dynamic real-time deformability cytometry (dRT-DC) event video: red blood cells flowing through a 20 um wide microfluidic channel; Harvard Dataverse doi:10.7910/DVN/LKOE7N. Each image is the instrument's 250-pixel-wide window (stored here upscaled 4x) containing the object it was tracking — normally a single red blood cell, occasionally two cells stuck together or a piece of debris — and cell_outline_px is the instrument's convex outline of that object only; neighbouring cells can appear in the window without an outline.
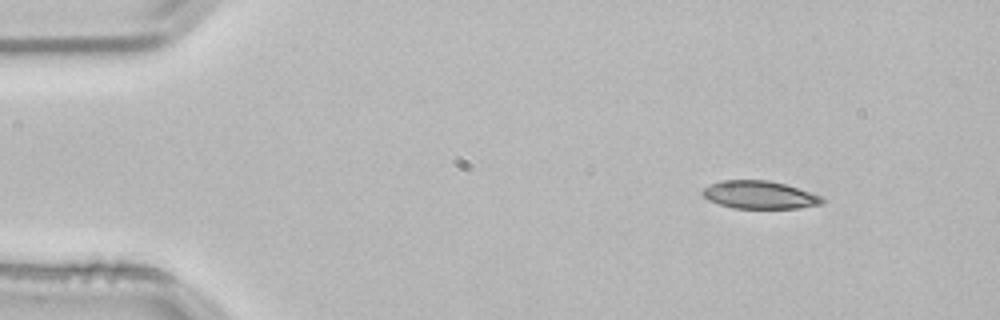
{"species": "common noctule bat (a hibernating species)", "species_latin": "Nyctalus noctula", "temperature_condition": "room temperature", "stored_images_in_passage": 3, "camera_frame_rate_fps": 3000, "um_per_image_px": 0.085, "animal": {"sex": "male", "body_mass_g": 21.5, "forearm_length_mm": 52.0}, "frame": {"image": 1, "passage_image": 1, "time_ms": 0.0, "image_size_px": [1000, 320], "cell_outline_px": [[828, 200], [820, 204], [800, 208], [732, 208], [708, 200], [700, 192], [704, 188], [712, 184], [724, 180], [768, 180], [784, 184], [820, 196]], "centroid_in_image_um": [64.55, 16.57], "position_along_channel_um": 20.5, "area_um2": 19.19}}
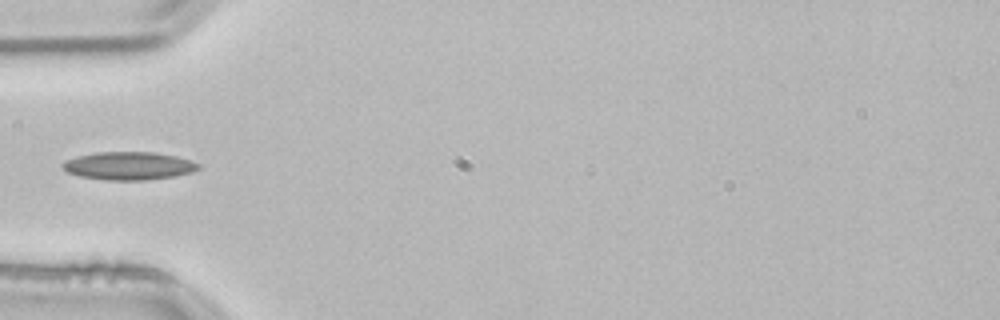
{"frame": {"image": 2, "passage_image": 3, "time_ms": 0.667, "image_size_px": [1000, 320], "cell_outline_px": [[200, 168], [192, 172], [176, 176], [144, 180], [104, 180], [80, 176], [68, 172], [60, 164], [64, 160], [96, 152], [156, 152], [176, 156], [200, 164]], "centroid_in_image_um": [10.95, 14.1], "position_along_channel_um": 74.1, "area_um2": 22.14}}